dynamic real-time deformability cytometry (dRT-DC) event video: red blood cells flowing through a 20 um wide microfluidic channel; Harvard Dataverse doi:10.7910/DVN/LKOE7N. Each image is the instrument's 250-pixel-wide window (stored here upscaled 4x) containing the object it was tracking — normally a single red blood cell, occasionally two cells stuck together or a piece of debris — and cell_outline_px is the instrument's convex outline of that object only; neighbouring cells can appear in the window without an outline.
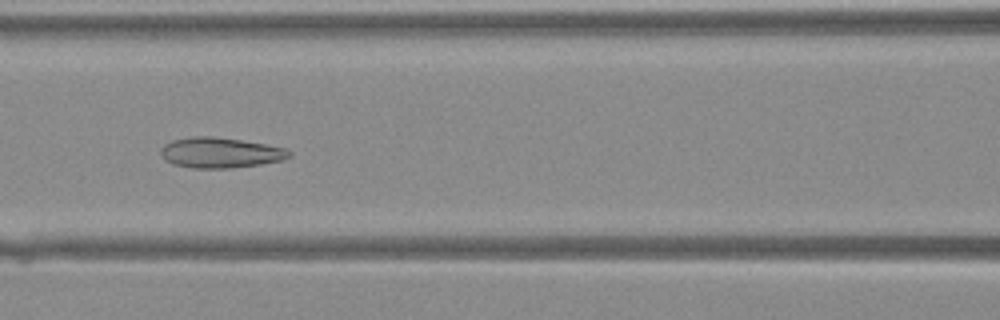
{"species": "Egyptian fruit bat (a non-hibernating species)", "species_latin": "Rousettus aegyptiacus", "temperature_condition": "warm", "stored_images_in_passage": 20, "camera_frame_rate_fps": 3000, "um_per_image_px": 0.085, "animal": {"sex": "female"}, "frame": {"image": 1, "passage_image": 8, "time_ms": 2.333, "image_size_px": [1000, 320], "cell_outline_px": [[292, 156], [280, 160], [260, 164], [232, 168], [192, 168], [172, 164], [164, 160], [160, 156], [160, 148], [164, 144], [172, 140], [192, 136], [212, 136], [240, 140], [288, 148], [292, 152]], "centroid_in_image_um": [18.69, 12.98], "position_along_channel_um": 147.9, "area_um2": 22.95}}
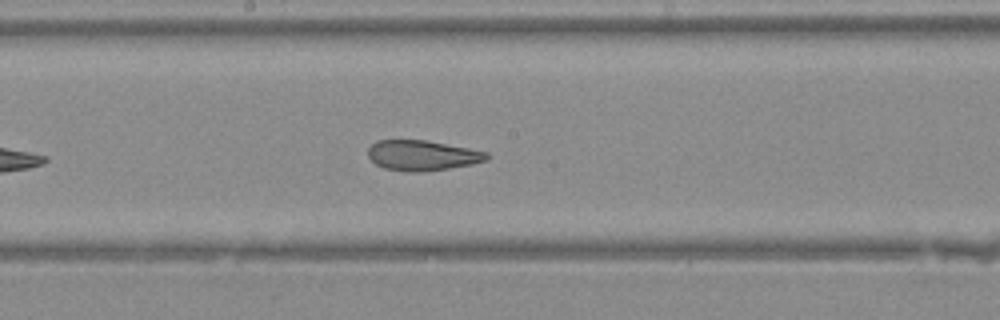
{"frame": {"image": 2, "passage_image": 12, "time_ms": 3.667, "image_size_px": [1000, 320], "cell_outline_px": [[488, 160], [472, 164], [448, 168], [420, 172], [404, 172], [384, 168], [376, 164], [368, 156], [368, 148], [376, 140], [424, 140], [468, 148], [488, 152]], "centroid_in_image_um": [35.87, 13.21], "position_along_channel_um": 212.3, "area_um2": 20.87}}
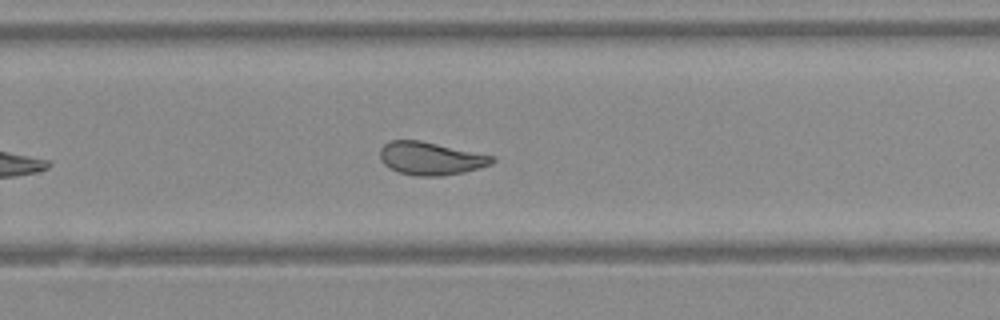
{"frame": {"image": 3, "passage_image": 17, "time_ms": 5.333, "image_size_px": [1000, 320], "cell_outline_px": [[496, 160], [492, 164], [480, 168], [464, 172], [440, 176], [416, 176], [400, 172], [384, 164], [380, 160], [380, 148], [384, 144], [392, 140], [420, 140], [496, 156]], "centroid_in_image_um": [36.64, 13.46], "position_along_channel_um": 293.2, "area_um2": 21.62}}